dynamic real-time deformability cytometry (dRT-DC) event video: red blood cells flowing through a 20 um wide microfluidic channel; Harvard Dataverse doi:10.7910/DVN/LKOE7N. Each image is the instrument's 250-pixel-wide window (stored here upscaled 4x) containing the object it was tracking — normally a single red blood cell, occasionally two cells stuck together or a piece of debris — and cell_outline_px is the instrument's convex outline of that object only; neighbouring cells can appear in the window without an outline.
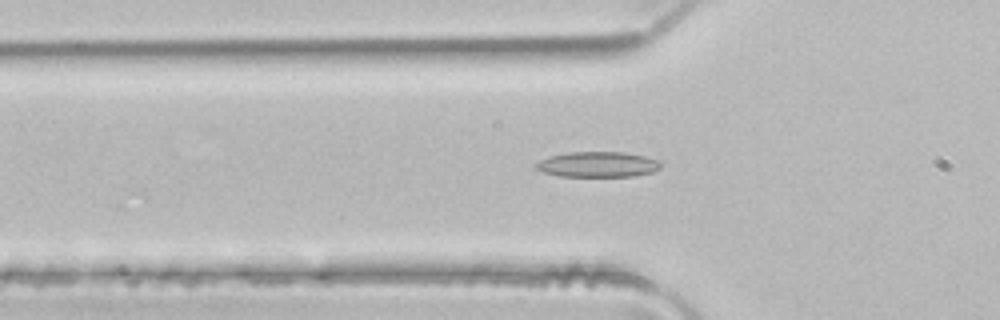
{"species": "common noctule bat (a hibernating species)", "species_latin": "Nyctalus noctula", "temperature_condition": "room temperature", "stored_images_in_passage": 6, "camera_frame_rate_fps": 3000, "um_per_image_px": 0.085, "animal": {"sex": "male", "body_mass_g": 21.5, "forearm_length_mm": 52.0}, "frame": {"image": 1, "passage_image": 5, "time_ms": 1.333, "image_size_px": [1000, 320], "cell_outline_px": [[660, 168], [652, 172], [636, 176], [560, 176], [544, 172], [536, 168], [536, 164], [540, 160], [552, 156], [568, 152], [624, 152], [644, 156], [660, 160]], "centroid_in_image_um": [50.85, 13.97], "position_along_channel_um": 74.9, "area_um2": 18.32}}
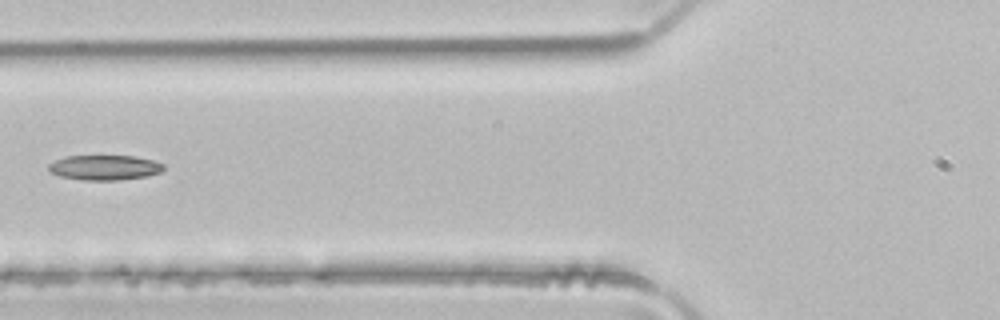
{"frame": {"image": 2, "passage_image": 6, "time_ms": 1.667, "image_size_px": [1000, 320], "cell_outline_px": [[164, 168], [160, 172], [148, 176], [120, 180], [84, 180], [60, 176], [52, 172], [48, 168], [48, 164], [56, 160], [68, 156], [136, 156], [152, 160], [164, 164]], "centroid_in_image_um": [8.92, 14.24], "position_along_channel_um": 116.9, "area_um2": 16.65}}